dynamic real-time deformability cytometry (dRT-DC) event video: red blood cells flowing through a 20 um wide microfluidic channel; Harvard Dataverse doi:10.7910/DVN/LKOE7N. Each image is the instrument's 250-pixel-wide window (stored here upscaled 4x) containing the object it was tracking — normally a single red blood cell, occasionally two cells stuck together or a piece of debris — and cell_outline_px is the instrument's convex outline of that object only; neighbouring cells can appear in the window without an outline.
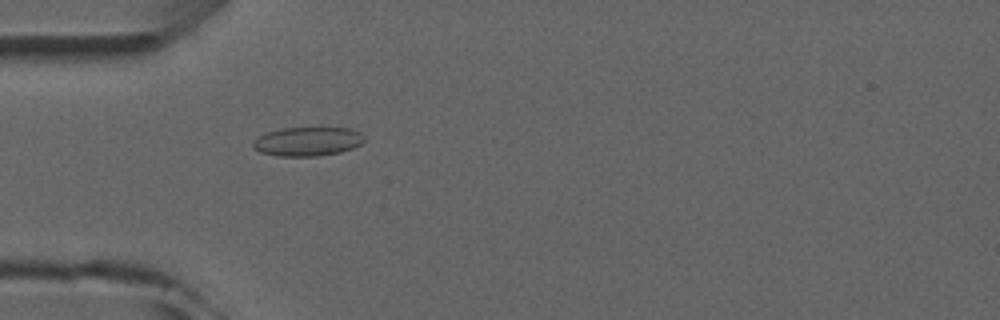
{"species": "common noctule bat (a hibernating species)", "species_latin": "Nyctalus noctula", "temperature_condition": "room temperature", "stored_images_in_passage": 5, "camera_frame_rate_fps": 3000, "um_per_image_px": 0.085, "animal": {"sex": "male", "forearm_length_mm": 52.5}, "frame": {"image": 1, "passage_image": 5, "time_ms": 5.0, "image_size_px": [1000, 320], "cell_outline_px": [[364, 140], [360, 144], [352, 148], [340, 152], [316, 156], [280, 156], [260, 152], [252, 148], [252, 140], [268, 132], [280, 128], [348, 128], [360, 132], [364, 136]], "centroid_in_image_um": [26.12, 12.02], "position_along_channel_um": 58.9, "area_um2": 18.73}}